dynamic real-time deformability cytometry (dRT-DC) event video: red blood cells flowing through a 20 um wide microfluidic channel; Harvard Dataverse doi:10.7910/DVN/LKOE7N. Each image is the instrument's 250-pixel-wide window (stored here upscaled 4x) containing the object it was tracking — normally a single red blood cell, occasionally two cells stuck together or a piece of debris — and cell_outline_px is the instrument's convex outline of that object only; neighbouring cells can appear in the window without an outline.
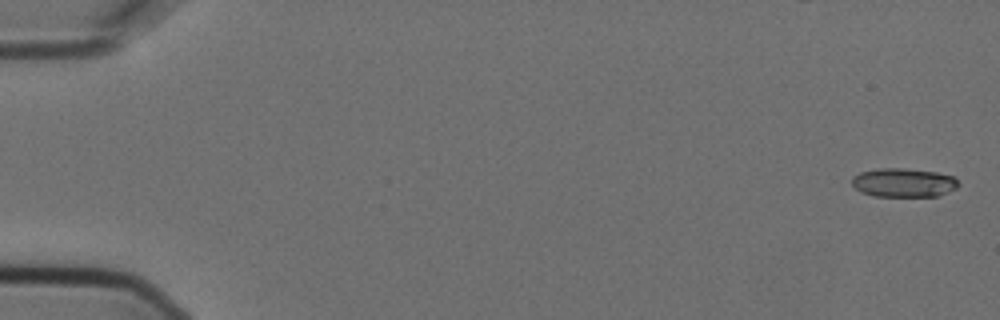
{"species": "Egyptian fruit bat (a non-hibernating species)", "species_latin": "Rousettus aegyptiacus", "temperature_condition": "cold", "stored_images_in_passage": 6, "camera_frame_rate_fps": 3000, "um_per_image_px": 0.085, "animal": {"sex": "female"}, "frame": {"image": 1, "passage_image": 1, "time_ms": 0.0, "image_size_px": [1000, 320], "cell_outline_px": [[960, 184], [956, 188], [936, 196], [876, 196], [860, 192], [852, 184], [852, 176], [860, 172], [876, 168], [904, 168], [936, 172], [952, 176]], "centroid_in_image_um": [76.77, 15.51], "position_along_channel_um": 8.2, "area_um2": 17.86}}
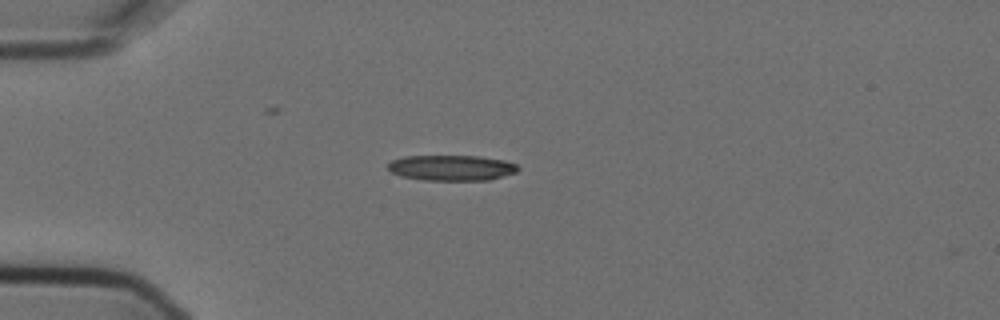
{"frame": {"image": 2, "passage_image": 5, "time_ms": 1.333, "image_size_px": [1000, 320], "cell_outline_px": [[520, 168], [516, 172], [488, 180], [424, 180], [400, 176], [392, 172], [388, 168], [388, 164], [392, 160], [404, 156], [480, 156], [504, 160], [516, 164]], "centroid_in_image_um": [38.38, 14.26], "position_along_channel_um": 46.6, "area_um2": 19.31}}